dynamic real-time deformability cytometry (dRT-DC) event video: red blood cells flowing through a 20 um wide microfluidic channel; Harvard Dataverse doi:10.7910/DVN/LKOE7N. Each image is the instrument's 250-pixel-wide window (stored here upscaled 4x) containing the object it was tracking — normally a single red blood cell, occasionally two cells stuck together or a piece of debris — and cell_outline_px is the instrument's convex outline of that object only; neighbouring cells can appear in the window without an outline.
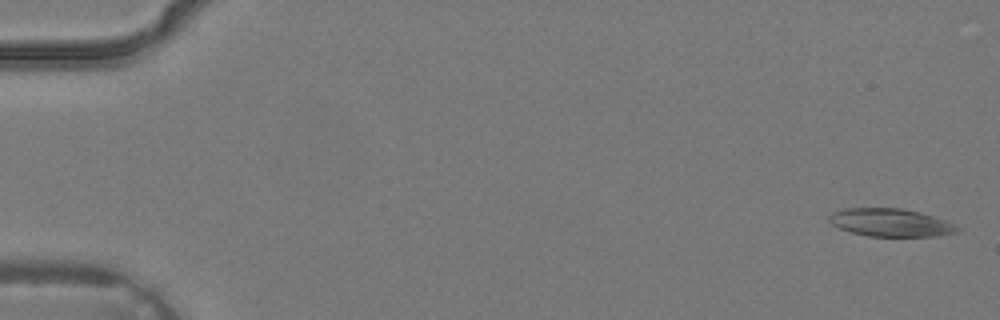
{"species": "common noctule bat (a hibernating species)", "species_latin": "Nyctalus noctula", "temperature_condition": "warm", "stored_images_in_passage": 5, "camera_frame_rate_fps": 3000, "um_per_image_px": 0.085, "animal": {"sex": "male", "body_mass_g": 19.2, "forearm_length_mm": 51.8}, "frame": {"image": 1, "passage_image": 1, "time_ms": 0.0, "image_size_px": [1000, 320], "cell_outline_px": [[960, 232], [936, 236], [868, 236], [852, 232], [840, 228], [832, 224], [828, 220], [828, 216], [832, 212], [844, 208], [900, 208], [920, 212], [944, 220], [960, 228]], "centroid_in_image_um": [75.68, 18.91], "position_along_channel_um": 9.3, "area_um2": 20.75}}
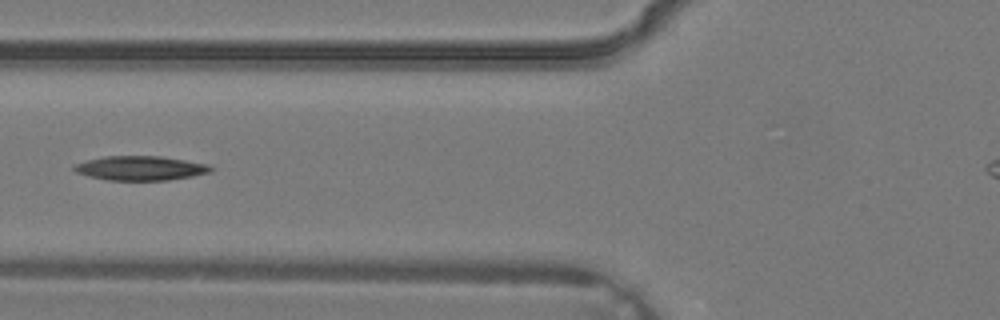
{"frame": {"image": 2, "passage_image": 5, "time_ms": 1.333, "image_size_px": [1000, 320], "cell_outline_px": [[216, 168], [212, 172], [192, 176], [168, 180], [108, 180], [88, 176], [76, 172], [72, 168], [76, 164], [88, 160], [104, 156], [160, 156], [208, 164]], "centroid_in_image_um": [11.98, 14.29], "position_along_channel_um": 113.8, "area_um2": 19.36}}